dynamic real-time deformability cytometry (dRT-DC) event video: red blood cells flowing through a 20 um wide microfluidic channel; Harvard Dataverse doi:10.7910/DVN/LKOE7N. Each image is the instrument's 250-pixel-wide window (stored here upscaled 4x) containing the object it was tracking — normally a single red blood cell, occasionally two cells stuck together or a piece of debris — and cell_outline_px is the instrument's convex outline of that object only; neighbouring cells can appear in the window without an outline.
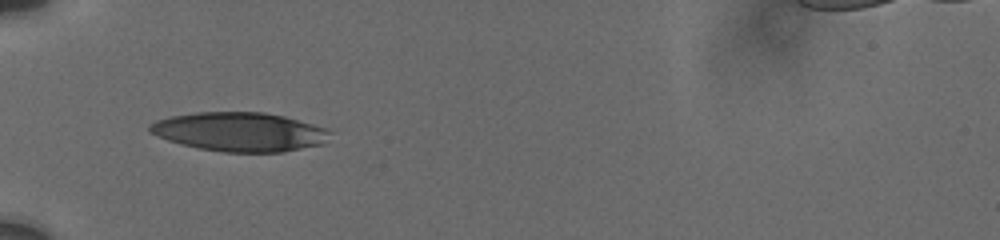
{"species": "human", "species_latin": "Homo sapiens", "temperature_condition": "cold", "stored_images_in_passage": 32, "camera_frame_rate_fps": 3000, "um_per_image_px": 0.085, "donor": {"sex": "male"}, "frame": {"image": 1, "passage_image": 1, "time_ms": 0.0, "image_size_px": [1000, 240], "cell_outline_px": [[328, 132], [324, 144], [284, 152], [224, 152], [200, 148], [180, 144], [168, 140], [148, 132], [148, 124], [156, 120], [172, 116], [196, 112], [264, 112], [284, 116], [312, 124], [324, 128]], "centroid_in_image_um": [20.32, 11.2], "position_along_channel_um": 64.7, "area_um2": 40.81}}
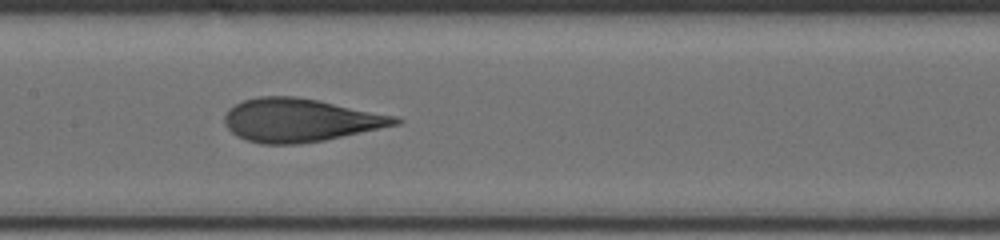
{"frame": {"image": 2, "passage_image": 13, "time_ms": 3.333, "image_size_px": [1000, 240], "cell_outline_px": [[404, 120], [400, 124], [324, 140], [300, 144], [260, 144], [244, 140], [236, 136], [224, 124], [224, 116], [228, 108], [244, 100], [260, 96], [296, 96], [320, 100], [396, 116]], "centroid_in_image_um": [25.49, 10.21], "position_along_channel_um": 181.9, "area_um2": 43.23}}
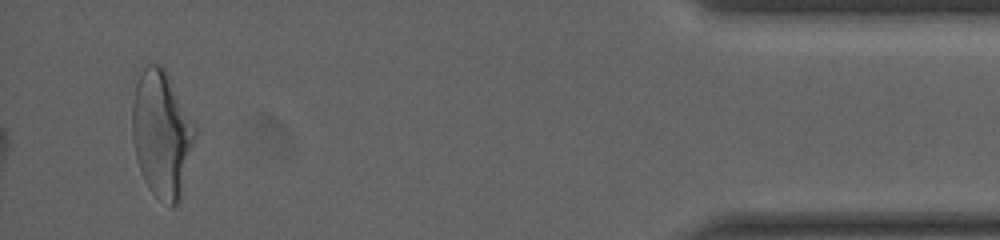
{"frame": {"image": 3, "passage_image": 32, "time_ms": 11.333, "image_size_px": [1000, 240], "cell_outline_px": [[200, 128], [180, 200], [172, 208], [156, 196], [148, 188], [144, 180], [136, 160], [132, 140], [132, 104], [140, 64], [164, 64]], "centroid_in_image_um": [13.8, 11.3], "position_along_channel_um": 421.4, "area_um2": 48.49}, "authors_computed_cell_mechanics": {"area_um2": 42.6275, "velocity_mm_per_s": 3.7531, "shape_relaxation_time_tau1_ms": 4.8012, "shape_relaxation_time_tau2_ms": 0.9567, "deformation_change_tau1": 0.1869, "deformation_change_tau2": 0.075}}